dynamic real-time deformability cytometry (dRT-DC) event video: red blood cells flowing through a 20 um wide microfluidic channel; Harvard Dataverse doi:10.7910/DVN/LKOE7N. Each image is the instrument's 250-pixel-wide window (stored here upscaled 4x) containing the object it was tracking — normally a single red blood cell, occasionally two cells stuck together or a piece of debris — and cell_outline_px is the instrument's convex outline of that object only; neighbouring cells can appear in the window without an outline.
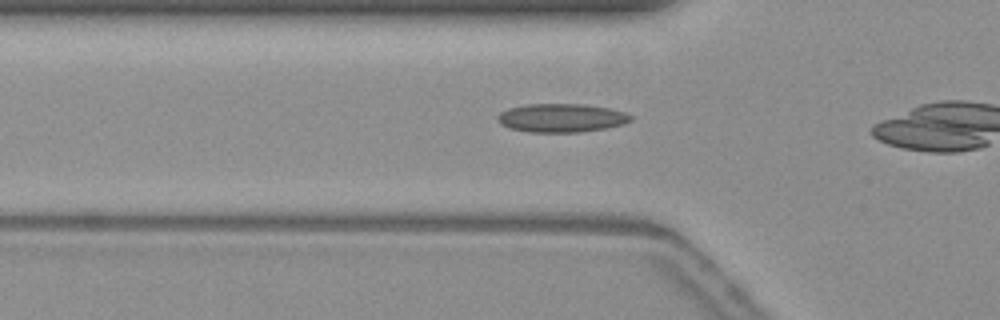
{"species": "common noctule bat (a hibernating species)", "species_latin": "Nyctalus noctula", "temperature_condition": "warm", "stored_images_in_passage": 16, "camera_frame_rate_fps": 3000, "um_per_image_px": 0.085, "animal": {"sex": "female", "body_mass_g": 19.3, "forearm_length_mm": 54.1}, "frame": {"image": 1, "passage_image": 7, "time_ms": 2.0, "image_size_px": [1000, 320], "cell_outline_px": [[632, 120], [624, 124], [604, 128], [580, 132], [532, 132], [508, 128], [500, 124], [496, 116], [500, 112], [508, 108], [528, 104], [584, 104], [608, 108], [624, 112], [632, 116]], "centroid_in_image_um": [47.69, 10.02], "position_along_channel_um": 78.1, "area_um2": 22.14}}
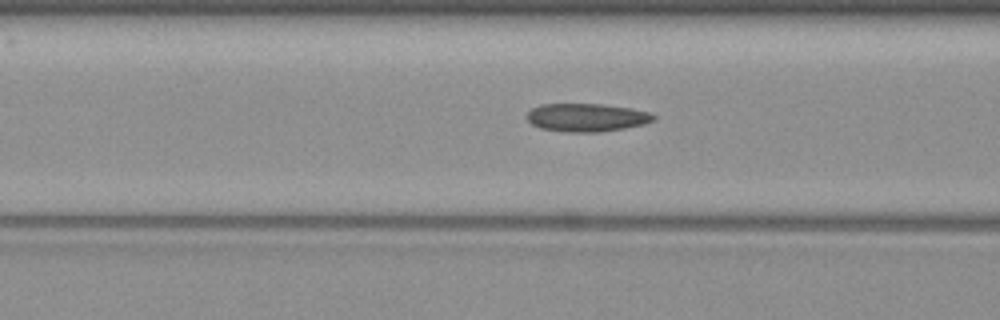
{"frame": {"image": 2, "passage_image": 10, "time_ms": 3.0, "image_size_px": [1000, 320], "cell_outline_px": [[656, 120], [644, 124], [624, 128], [600, 132], [568, 132], [540, 128], [532, 124], [524, 116], [532, 108], [540, 104], [600, 104], [632, 108], [652, 112], [656, 116]], "centroid_in_image_um": [49.88, 9.98], "position_along_channel_um": 116.7, "area_um2": 20.98}}
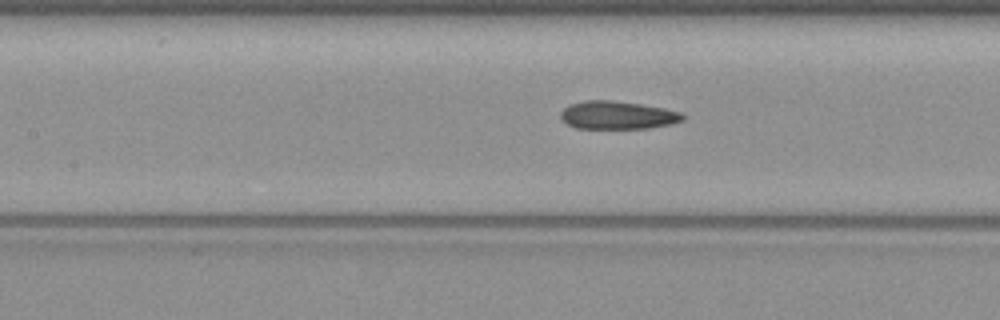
{"frame": {"image": 3, "passage_image": 13, "time_ms": 4.0, "image_size_px": [1000, 320], "cell_outline_px": [[684, 120], [672, 124], [648, 128], [576, 128], [568, 124], [560, 116], [560, 112], [568, 104], [584, 100], [612, 100], [640, 104], [664, 108], [680, 112], [684, 116]], "centroid_in_image_um": [52.48, 9.78], "position_along_channel_um": 154.9, "area_um2": 19.94}}